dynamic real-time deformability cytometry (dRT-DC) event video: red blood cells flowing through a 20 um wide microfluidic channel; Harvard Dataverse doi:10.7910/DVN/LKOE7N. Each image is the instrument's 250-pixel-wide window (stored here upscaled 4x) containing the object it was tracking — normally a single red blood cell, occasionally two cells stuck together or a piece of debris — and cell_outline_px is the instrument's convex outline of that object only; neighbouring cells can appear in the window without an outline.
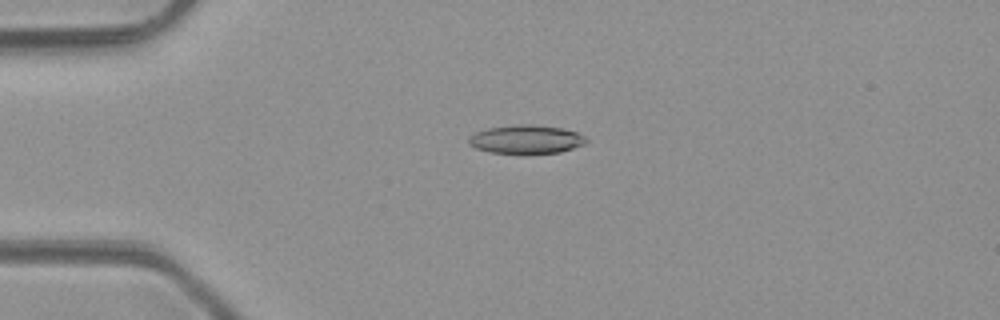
{"species": "common noctule bat (a hibernating species)", "species_latin": "Nyctalus noctula", "temperature_condition": "room temperature", "stored_images_in_passage": 3, "camera_frame_rate_fps": 3000, "um_per_image_px": 0.085, "animal": {"sex": "male", "body_mass_g": 23.1, "forearm_length_mm": 52.7}, "frame": {"image": 1, "passage_image": 2, "time_ms": 2.333, "image_size_px": [1000, 320], "cell_outline_px": [[588, 140], [584, 144], [560, 152], [524, 156], [488, 152], [476, 148], [468, 144], [468, 140], [476, 132], [488, 128], [516, 124], [532, 124], [560, 128], [576, 132], [584, 136]], "centroid_in_image_um": [44.7, 11.88], "position_along_channel_um": 40.3, "area_um2": 20.11}}